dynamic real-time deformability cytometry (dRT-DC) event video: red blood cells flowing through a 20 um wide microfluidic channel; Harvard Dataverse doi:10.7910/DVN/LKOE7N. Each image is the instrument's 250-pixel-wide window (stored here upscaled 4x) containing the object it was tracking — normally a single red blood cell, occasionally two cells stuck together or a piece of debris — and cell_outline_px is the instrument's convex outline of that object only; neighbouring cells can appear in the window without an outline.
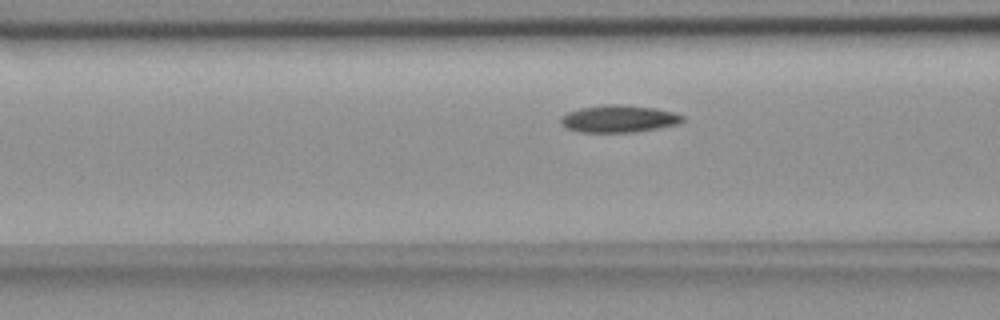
{"species": "common noctule bat (a hibernating species)", "species_latin": "Nyctalus noctula", "temperature_condition": "room temperature", "stored_images_in_passage": 13, "camera_frame_rate_fps": 3000, "um_per_image_px": 0.085, "animal": {"sex": "female", "body_mass_g": 18.4}, "frame": {"image": 1, "passage_image": 10, "time_ms": 3.0, "image_size_px": [1000, 320], "cell_outline_px": [[684, 120], [680, 124], [636, 132], [580, 132], [568, 128], [560, 120], [560, 116], [568, 112], [580, 108], [604, 104], [620, 104], [656, 108], [672, 112], [684, 116]], "centroid_in_image_um": [52.62, 10.09], "position_along_channel_um": 114.0, "area_um2": 19.36}}